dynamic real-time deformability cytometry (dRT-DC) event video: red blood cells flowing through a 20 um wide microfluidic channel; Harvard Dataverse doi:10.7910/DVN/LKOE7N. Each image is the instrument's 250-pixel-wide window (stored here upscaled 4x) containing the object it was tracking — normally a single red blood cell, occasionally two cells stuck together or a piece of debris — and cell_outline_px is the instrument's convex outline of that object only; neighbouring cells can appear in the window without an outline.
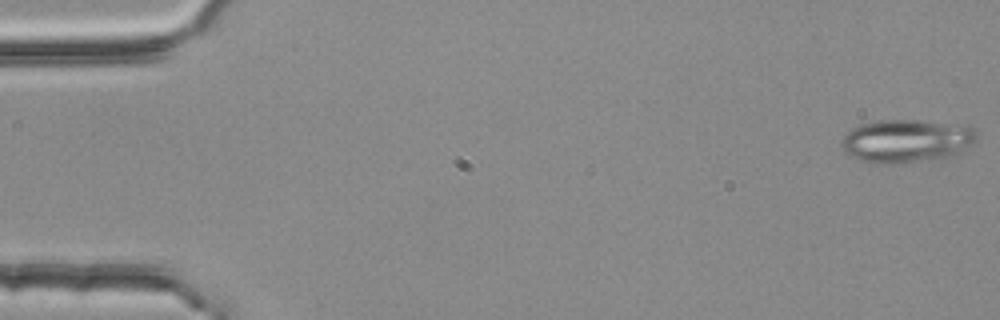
{"species": "common noctule bat (a hibernating species)", "species_latin": "Nyctalus noctula", "temperature_condition": "room temperature", "stored_images_in_passage": 3, "camera_frame_rate_fps": 3000, "um_per_image_px": 0.085, "animal": {"sex": "female", "body_mass_g": 25.1}, "frame": {"image": 1, "passage_image": 1, "time_ms": 0.0, "image_size_px": [1000, 320], "cell_outline_px": [[976, 140], [956, 152], [948, 156], [888, 164], [876, 164], [860, 160], [844, 152], [840, 144], [844, 136], [852, 128], [860, 124], [880, 120], [920, 120], [968, 124], [976, 132]], "centroid_in_image_um": [77.0, 11.94], "position_along_channel_um": 8.0, "area_um2": 33.64}}